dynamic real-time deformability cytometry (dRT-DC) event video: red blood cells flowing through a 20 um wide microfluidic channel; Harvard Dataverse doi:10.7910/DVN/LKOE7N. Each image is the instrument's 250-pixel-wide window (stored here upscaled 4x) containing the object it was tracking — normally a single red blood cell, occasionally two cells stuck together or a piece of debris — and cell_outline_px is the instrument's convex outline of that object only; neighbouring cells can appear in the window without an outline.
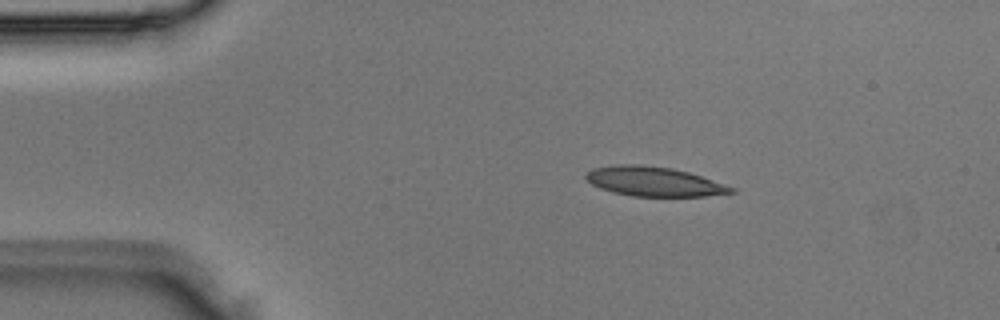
{"species": "Egyptian fruit bat (a non-hibernating species)", "species_latin": "Rousettus aegyptiacus", "temperature_condition": "room temperature", "stored_images_in_passage": 4, "segment_of_instrument_passage": [2, 2], "camera_frame_rate_fps": 3000, "um_per_image_px": 0.085, "animal": {"sex": "male"}, "frame": {"image": 1, "passage_image": 4, "time_ms": 1.0, "image_size_px": [1000, 320], "cell_outline_px": [[736, 192], [704, 196], [632, 196], [612, 192], [600, 188], [592, 184], [584, 176], [592, 168], [620, 164], [640, 164], [672, 168], [688, 172], [736, 188]], "centroid_in_image_um": [55.57, 15.42], "position_along_channel_um": 29.4, "area_um2": 24.8}}